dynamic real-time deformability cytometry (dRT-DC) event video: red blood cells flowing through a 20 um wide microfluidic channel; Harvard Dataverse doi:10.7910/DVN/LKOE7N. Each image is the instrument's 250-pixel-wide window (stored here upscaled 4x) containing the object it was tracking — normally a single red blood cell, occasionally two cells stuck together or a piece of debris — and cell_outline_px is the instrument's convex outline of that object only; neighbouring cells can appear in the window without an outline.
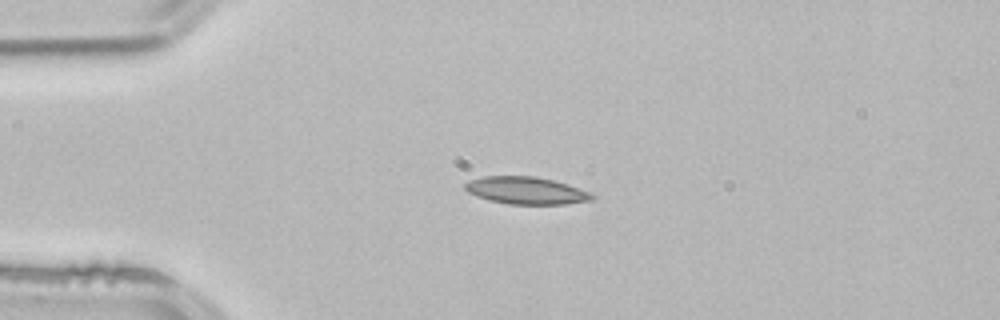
{"species": "common noctule bat (a hibernating species)", "species_latin": "Nyctalus noctula", "temperature_condition": "room temperature", "stored_images_in_passage": 43, "camera_frame_rate_fps": 3000, "um_per_image_px": 0.085, "animal": {"sex": "male", "body_mass_g": 21.5, "forearm_length_mm": 52.0}, "frame": {"image": 1, "passage_image": 9, "time_ms": 2.667, "image_size_px": [1000, 320], "cell_outline_px": [[596, 196], [592, 200], [564, 204], [508, 204], [488, 200], [476, 196], [468, 192], [464, 188], [464, 184], [468, 180], [484, 176], [536, 176], [568, 184], [592, 192]], "centroid_in_image_um": [44.72, 16.19], "position_along_channel_um": 40.3, "area_um2": 20.4}}
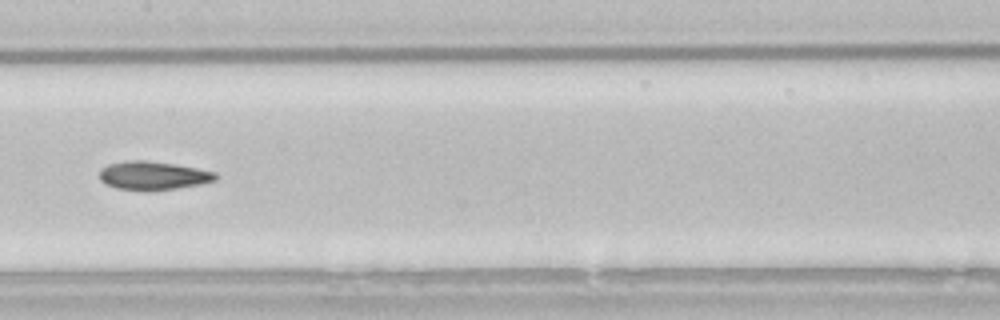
{"frame": {"image": 2, "passage_image": 23, "time_ms": 7.333, "image_size_px": [1000, 320], "cell_outline_px": [[216, 180], [200, 184], [176, 188], [116, 188], [104, 184], [100, 180], [100, 168], [108, 164], [124, 160], [144, 160], [176, 164], [216, 172]], "centroid_in_image_um": [12.98, 14.88], "position_along_channel_um": 194.4, "area_um2": 18.73}}
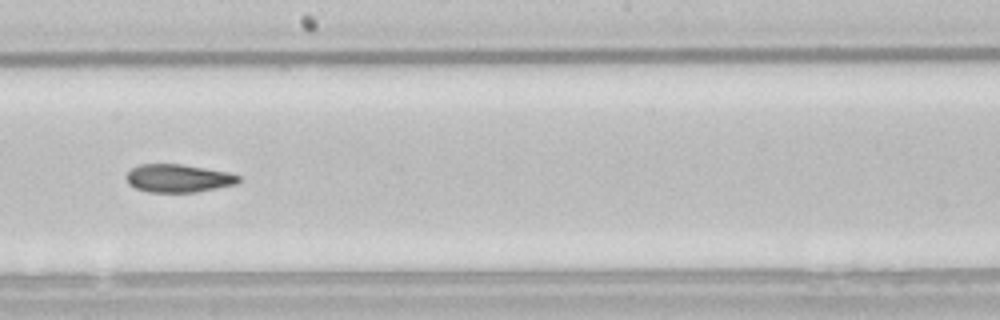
{"frame": {"image": 3, "passage_image": 26, "time_ms": 8.333, "image_size_px": [1000, 320], "cell_outline_px": [[240, 180], [236, 184], [196, 192], [148, 192], [136, 188], [128, 184], [124, 176], [132, 168], [140, 164], [180, 164], [228, 172], [240, 176]], "centroid_in_image_um": [15.12, 15.15], "position_along_channel_um": 233.1, "area_um2": 18.32}, "authors_computed_cell_mechanics": {"area_um2": 19.7098, "velocity_mm_per_s": 3.8804, "shape_relaxation_time_tau1_ms": 9.7713, "shape_relaxation_time_tau2_ms": 2.5272, "deformation_change_tau1": 0.1829, "deformation_change_tau2": 0.0795}}